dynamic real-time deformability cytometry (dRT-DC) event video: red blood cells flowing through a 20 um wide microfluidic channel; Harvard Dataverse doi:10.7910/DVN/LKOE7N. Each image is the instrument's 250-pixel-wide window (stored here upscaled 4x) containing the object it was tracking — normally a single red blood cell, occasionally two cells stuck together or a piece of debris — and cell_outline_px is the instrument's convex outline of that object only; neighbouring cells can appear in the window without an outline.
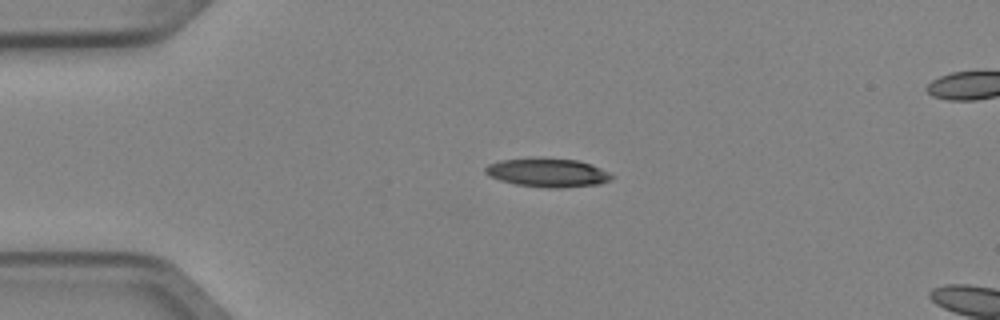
{"species": "Egyptian fruit bat (a non-hibernating species)", "species_latin": "Rousettus aegyptiacus", "temperature_condition": "cold", "stored_images_in_passage": 3, "camera_frame_rate_fps": 3000, "um_per_image_px": 0.085, "animal": {"sex": "female"}, "frame": {"image": 1, "passage_image": 1, "time_ms": 0.0, "image_size_px": [1000, 320], "cell_outline_px": [[616, 176], [612, 180], [600, 184], [560, 188], [548, 188], [516, 184], [500, 180], [488, 176], [484, 172], [484, 168], [488, 164], [500, 160], [532, 156], [576, 160], [592, 164]], "centroid_in_image_um": [46.54, 14.65], "position_along_channel_um": 38.5, "area_um2": 21.68}}